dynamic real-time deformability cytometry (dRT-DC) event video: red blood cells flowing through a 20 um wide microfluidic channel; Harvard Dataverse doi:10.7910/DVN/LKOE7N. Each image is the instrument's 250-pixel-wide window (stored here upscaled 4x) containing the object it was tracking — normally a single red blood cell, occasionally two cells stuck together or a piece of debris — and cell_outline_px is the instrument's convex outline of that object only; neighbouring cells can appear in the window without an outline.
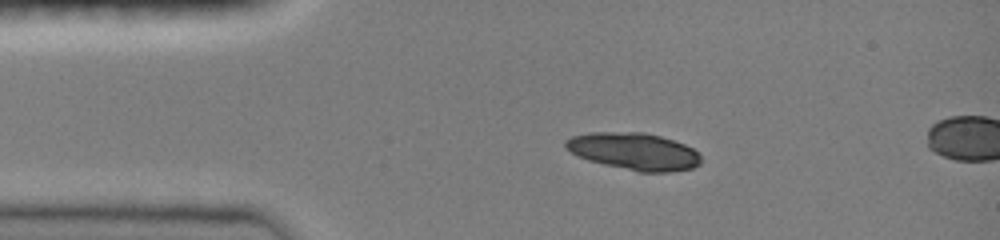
{"species": "common noctule bat (a hibernating species)", "species_latin": "Nyctalus noctula", "temperature_condition": "room temperature", "stored_images_in_passage": 5, "camera_frame_rate_fps": 3000, "um_per_image_px": 0.085, "animal": {"sex": "female", "body_mass_g": 19.0, "forearm_length_mm": 51.5}, "frame": {"image": 1, "passage_image": 1, "time_ms": 0.0, "image_size_px": [1000, 240], "cell_outline_px": [[700, 164], [692, 168], [668, 172], [640, 172], [604, 164], [588, 160], [564, 148], [564, 140], [572, 136], [588, 132], [644, 132], [660, 136], [684, 144], [692, 148], [700, 156]], "centroid_in_image_um": [53.86, 12.85], "position_along_channel_um": 31.1, "area_um2": 29.13}}